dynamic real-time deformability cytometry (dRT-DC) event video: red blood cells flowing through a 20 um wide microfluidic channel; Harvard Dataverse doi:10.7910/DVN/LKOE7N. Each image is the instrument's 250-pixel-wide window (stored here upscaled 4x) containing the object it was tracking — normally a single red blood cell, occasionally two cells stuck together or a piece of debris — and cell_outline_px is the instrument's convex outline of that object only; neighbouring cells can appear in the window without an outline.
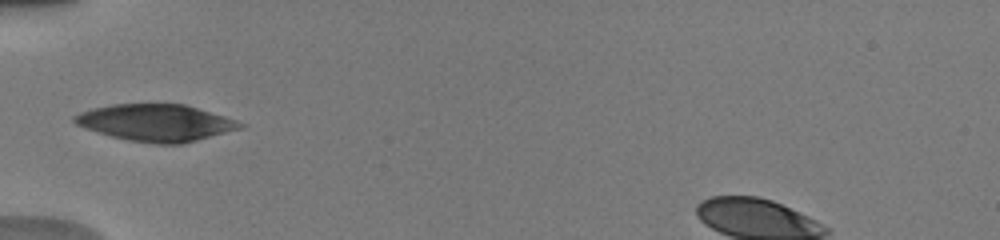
{"species": "human", "species_latin": "Homo sapiens", "temperature_condition": "warm", "stored_images_in_passage": 32, "camera_frame_rate_fps": 3000, "um_per_image_px": 0.085, "donor": {"sex": "male"}, "frame": {"image": 1, "passage_image": 1, "time_ms": 0.0, "image_size_px": [1000, 240], "cell_outline_px": [[248, 124], [244, 128], [184, 144], [156, 144], [128, 140], [96, 132], [84, 128], [76, 124], [72, 120], [72, 116], [80, 112], [92, 108], [112, 104], [184, 104], [224, 116]], "centroid_in_image_um": [13.28, 10.44], "position_along_channel_um": 71.7, "area_um2": 35.84}}
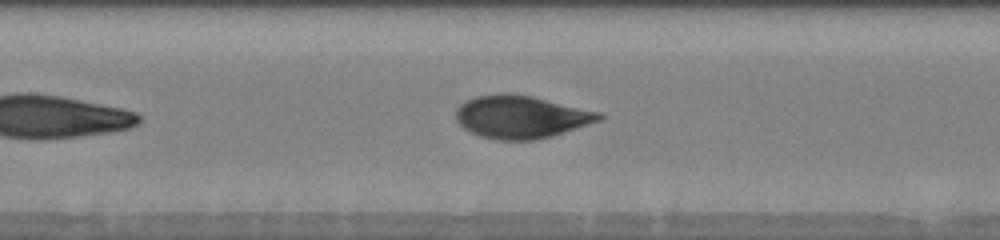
{"frame": {"image": 2, "passage_image": 10, "time_ms": 2.333, "image_size_px": [1000, 240], "cell_outline_px": [[604, 116], [600, 120], [552, 136], [536, 140], [496, 140], [480, 136], [464, 128], [456, 120], [456, 108], [464, 100], [476, 96], [500, 92], [504, 92], [532, 96], [600, 112]], "centroid_in_image_um": [44.25, 9.92], "position_along_channel_um": 163.2, "area_um2": 35.72}}
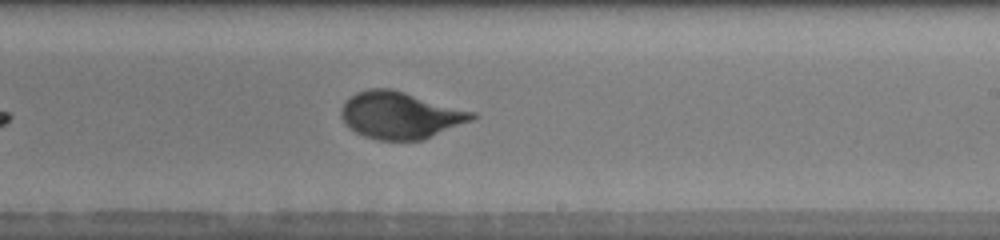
{"frame": {"image": 3, "passage_image": 21, "time_ms": 4.667, "image_size_px": [1000, 240], "cell_outline_px": [[480, 116], [472, 120], [424, 140], [376, 140], [364, 136], [348, 128], [344, 124], [340, 116], [340, 108], [344, 100], [348, 96], [356, 92], [368, 88], [392, 88], [476, 112]], "centroid_in_image_um": [33.99, 9.78], "position_along_channel_um": 255.0, "area_um2": 36.47}}